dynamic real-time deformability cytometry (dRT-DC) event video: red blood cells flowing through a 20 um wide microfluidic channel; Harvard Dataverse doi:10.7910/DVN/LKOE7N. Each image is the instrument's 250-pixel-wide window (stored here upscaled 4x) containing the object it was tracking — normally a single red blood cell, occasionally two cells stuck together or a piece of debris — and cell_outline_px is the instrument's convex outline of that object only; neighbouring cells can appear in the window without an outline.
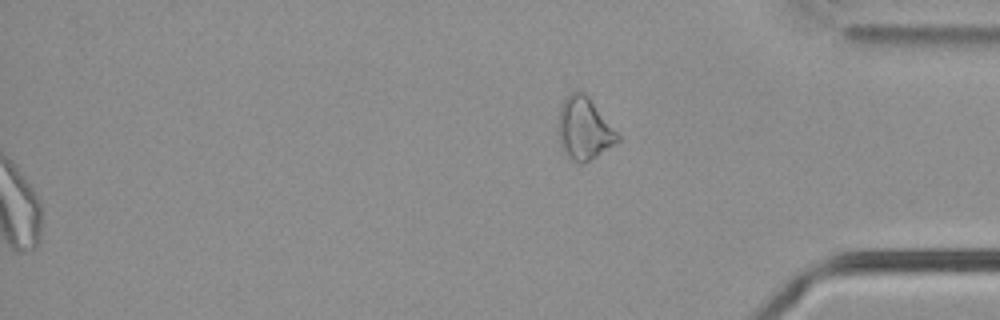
{"species": "common noctule bat (a hibernating species)", "species_latin": "Nyctalus noctula", "temperature_condition": "cold", "stored_images_in_passage": 59, "segment_of_instrument_passage": [2, 2], "camera_frame_rate_fps": 3000, "um_per_image_px": 0.085, "animal": {"sex": "male", "body_mass_g": 21.5, "forearm_length_mm": 52.0}, "frame": {"image": 1, "passage_image": 59, "time_ms": 19.333, "image_size_px": [1000, 320], "cell_outline_px": [[620, 140], [584, 164], [580, 164], [568, 156], [564, 152], [560, 144], [560, 104], [572, 92], [584, 92], [588, 96], [620, 136]], "centroid_in_image_um": [49.67, 10.94], "position_along_channel_um": 385.5, "area_um2": 20.87}}